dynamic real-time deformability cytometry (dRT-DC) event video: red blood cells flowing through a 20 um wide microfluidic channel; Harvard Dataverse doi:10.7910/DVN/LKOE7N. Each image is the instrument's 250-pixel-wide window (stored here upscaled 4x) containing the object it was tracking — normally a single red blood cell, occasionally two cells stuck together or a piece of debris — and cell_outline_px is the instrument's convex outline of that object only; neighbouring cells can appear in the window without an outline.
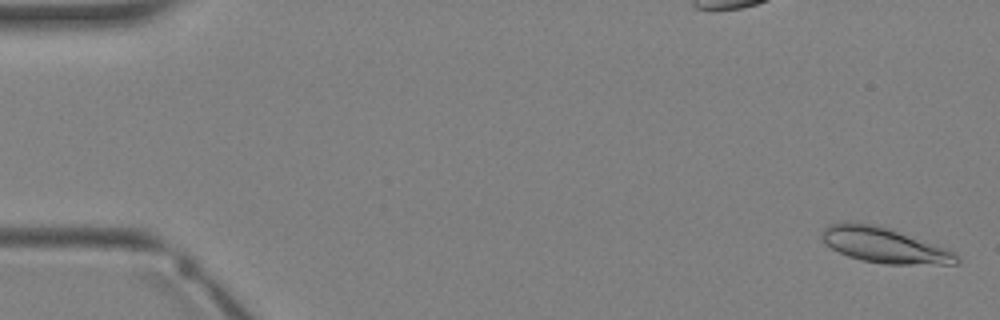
{"species": "Egyptian fruit bat (a non-hibernating species)", "species_latin": "Rousettus aegyptiacus", "temperature_condition": "warm", "stored_images_in_passage": 3, "camera_frame_rate_fps": 3000, "um_per_image_px": 0.085, "animal": {"sex": "female"}, "frame": {"image": 1, "passage_image": 1, "time_ms": 0.0, "image_size_px": [1000, 320], "cell_outline_px": [[960, 264], [884, 264], [860, 260], [848, 256], [824, 244], [820, 236], [824, 228], [828, 224], [844, 220], [852, 220], [876, 224], [948, 248], [960, 260]], "centroid_in_image_um": [75.1, 20.81], "position_along_channel_um": 9.9, "area_um2": 28.15}}